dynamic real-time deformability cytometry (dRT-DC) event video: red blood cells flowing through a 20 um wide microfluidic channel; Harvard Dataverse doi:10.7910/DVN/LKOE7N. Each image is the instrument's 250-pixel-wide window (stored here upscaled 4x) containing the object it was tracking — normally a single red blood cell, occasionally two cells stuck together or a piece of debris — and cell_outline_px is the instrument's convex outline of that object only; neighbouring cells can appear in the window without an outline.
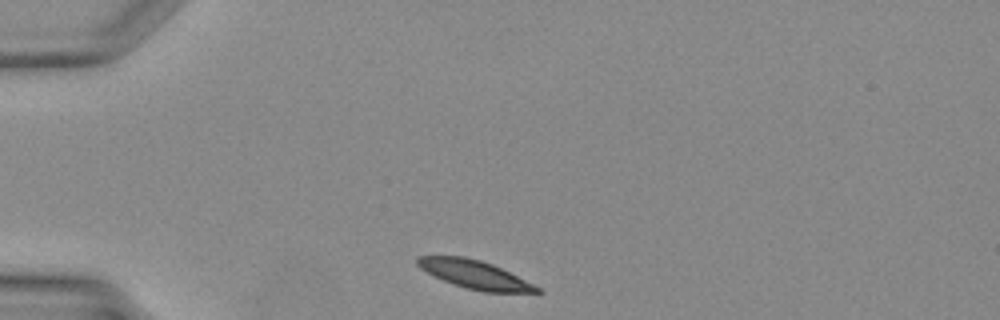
{"species": "Egyptian fruit bat (a non-hibernating species)", "species_latin": "Rousettus aegyptiacus", "temperature_condition": "warm", "stored_images_in_passage": 27, "camera_frame_rate_fps": 3000, "um_per_image_px": 0.085, "animal": {"sex": "female"}, "frame": {"image": 1, "passage_image": 1, "time_ms": 0.0, "image_size_px": [1000, 320], "cell_outline_px": [[544, 292], [484, 292], [464, 288], [452, 284], [420, 268], [416, 264], [416, 256], [464, 256], [480, 260], [492, 264], [540, 288]], "centroid_in_image_um": [40.31, 23.33], "position_along_channel_um": 44.7, "area_um2": 19.36}}
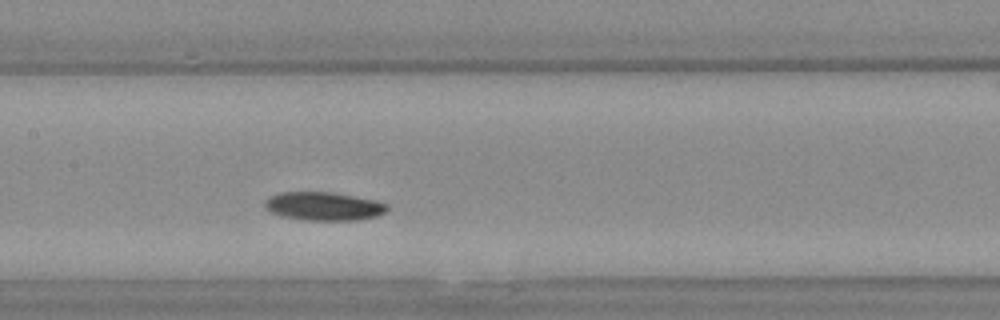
{"frame": {"image": 2, "passage_image": 11, "time_ms": 3.333, "image_size_px": [1000, 320], "cell_outline_px": [[388, 208], [384, 212], [376, 216], [360, 220], [304, 220], [280, 216], [264, 208], [264, 200], [280, 192], [332, 192], [376, 200], [388, 204]], "centroid_in_image_um": [27.5, 17.53], "position_along_channel_um": 179.9, "area_um2": 20.35}}
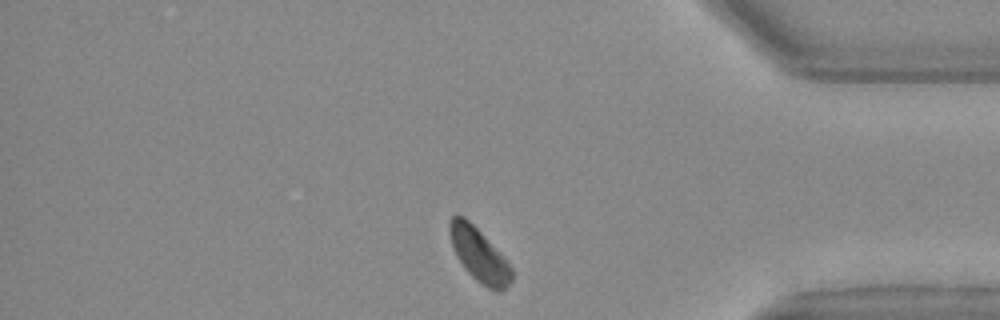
{"frame": {"image": 3, "passage_image": 25, "time_ms": 8.0, "image_size_px": [1000, 320], "cell_outline_px": [[512, 280], [500, 292], [496, 292], [488, 288], [476, 280], [464, 268], [456, 256], [452, 248], [448, 232], [448, 220], [456, 212], [464, 216], [480, 232], [512, 268]], "centroid_in_image_um": [40.65, 21.63], "position_along_channel_um": 394.6, "area_um2": 19.19}}